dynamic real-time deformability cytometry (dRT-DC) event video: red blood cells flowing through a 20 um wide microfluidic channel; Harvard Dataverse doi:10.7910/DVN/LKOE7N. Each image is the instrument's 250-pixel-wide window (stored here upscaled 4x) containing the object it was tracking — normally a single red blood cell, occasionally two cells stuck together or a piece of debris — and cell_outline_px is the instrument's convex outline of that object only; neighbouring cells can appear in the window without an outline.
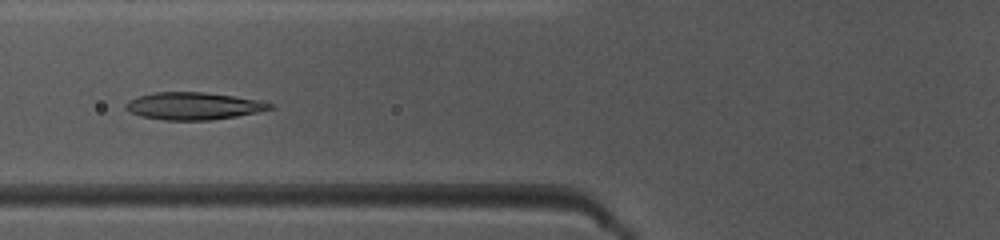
{"species": "common noctule bat (a hibernating species)", "species_latin": "Nyctalus noctula", "temperature_condition": "warm", "stored_images_in_passage": 38, "camera_frame_rate_fps": 3000, "um_per_image_px": 0.085, "animal": {"sex": "female", "body_mass_g": 10.0, "forearm_length_mm": 53.1}, "frame": {"image": 1, "passage_image": 8, "time_ms": 2.333, "image_size_px": [1000, 240], "cell_outline_px": [[272, 108], [256, 112], [236, 116], [212, 120], [164, 120], [144, 116], [132, 112], [124, 108], [124, 104], [128, 100], [136, 96], [156, 92], [204, 92], [260, 100], [272, 104]], "centroid_in_image_um": [16.41, 9.0], "position_along_channel_um": 109.4, "area_um2": 22.77}}
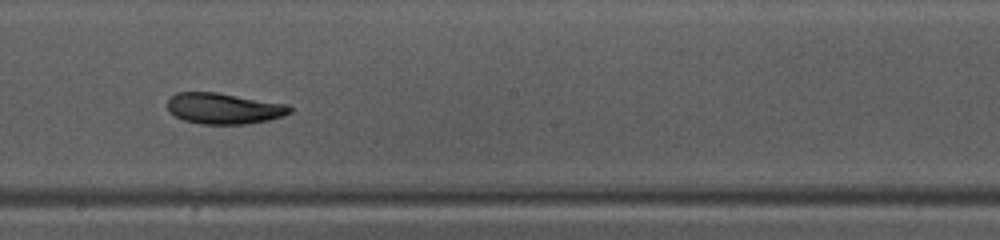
{"frame": {"image": 2, "passage_image": 17, "time_ms": 5.333, "image_size_px": [1000, 240], "cell_outline_px": [[292, 112], [284, 116], [268, 120], [248, 124], [200, 124], [184, 120], [168, 112], [168, 100], [176, 92], [216, 92], [288, 104], [292, 108]], "centroid_in_image_um": [19.05, 9.22], "position_along_channel_um": 229.2, "area_um2": 22.2}}
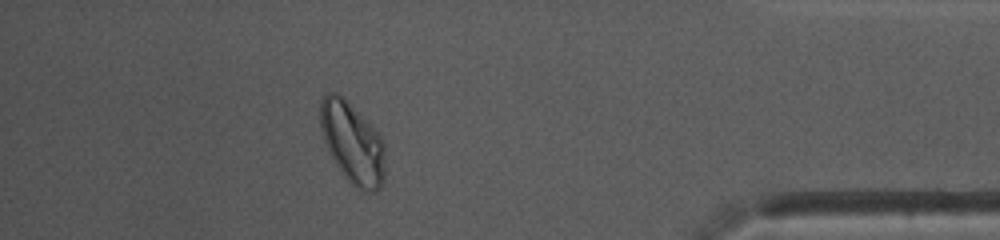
{"frame": {"image": 3, "passage_image": 33, "time_ms": 10.667, "image_size_px": [1000, 240], "cell_outline_px": [[384, 180], [380, 188], [376, 192], [360, 192], [344, 176], [328, 152], [320, 128], [320, 100], [324, 92], [336, 92], [344, 96], [372, 124], [380, 136], [384, 144]], "centroid_in_image_um": [29.95, 12.12], "position_along_channel_um": 405.3, "area_um2": 31.33}, "authors_computed_cell_mechanics": {"area_um2": 22.9755, "velocity_mm_per_s": 3.9841, "shape_relaxation_time_tau1_ms": 4.9388, "shape_relaxation_time_tau2_ms": 9.1223, "deformation_change_tau1": 0.1431, "deformation_change_tau2": 0.1313}}